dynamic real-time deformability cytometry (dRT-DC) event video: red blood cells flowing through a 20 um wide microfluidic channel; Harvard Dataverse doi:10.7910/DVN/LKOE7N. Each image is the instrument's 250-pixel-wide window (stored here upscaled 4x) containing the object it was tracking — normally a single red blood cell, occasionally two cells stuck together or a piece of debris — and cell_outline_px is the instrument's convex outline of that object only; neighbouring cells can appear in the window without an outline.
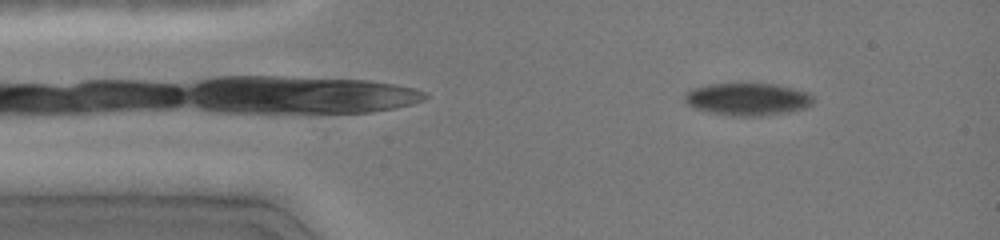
{"species": "common noctule bat (a hibernating species)", "species_latin": "Nyctalus noctula", "temperature_condition": "cold", "stored_images_in_passage": 52, "camera_frame_rate_fps": 3000, "um_per_image_px": 0.085, "animal": {"sex": "female", "body_mass_g": 19.0, "forearm_length_mm": 51.5}, "frame": {"image": 1, "passage_image": 8, "time_ms": 1.667, "image_size_px": [1000, 240], "cell_outline_px": [[812, 104], [804, 108], [788, 112], [760, 116], [732, 116], [708, 112], [684, 104], [684, 92], [692, 88], [708, 84], [776, 84], [808, 92], [812, 96]], "centroid_in_image_um": [63.49, 8.43], "position_along_channel_um": 21.5, "area_um2": 24.39}}
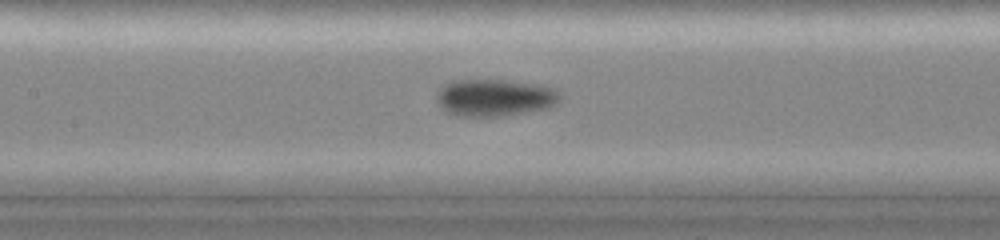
{"frame": {"image": 2, "passage_image": 29, "time_ms": 6.667, "image_size_px": [1000, 240], "cell_outline_px": [[560, 100], [556, 104], [548, 108], [504, 116], [456, 116], [440, 108], [436, 100], [436, 92], [440, 88], [448, 84], [460, 80], [504, 80], [540, 84], [556, 88], [560, 92]], "centroid_in_image_um": [42.08, 8.3], "position_along_channel_um": 165.3, "area_um2": 26.88}}
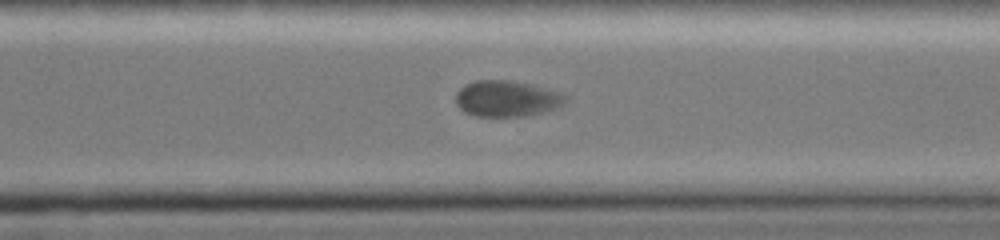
{"frame": {"image": 3, "passage_image": 46, "time_ms": 10.667, "image_size_px": [1000, 240], "cell_outline_px": [[568, 100], [564, 104], [556, 108], [524, 116], [476, 116], [464, 112], [456, 104], [456, 92], [464, 84], [476, 80], [508, 80], [532, 84], [568, 96]], "centroid_in_image_um": [43.04, 8.37], "position_along_channel_um": 327.6, "area_um2": 23.0}}